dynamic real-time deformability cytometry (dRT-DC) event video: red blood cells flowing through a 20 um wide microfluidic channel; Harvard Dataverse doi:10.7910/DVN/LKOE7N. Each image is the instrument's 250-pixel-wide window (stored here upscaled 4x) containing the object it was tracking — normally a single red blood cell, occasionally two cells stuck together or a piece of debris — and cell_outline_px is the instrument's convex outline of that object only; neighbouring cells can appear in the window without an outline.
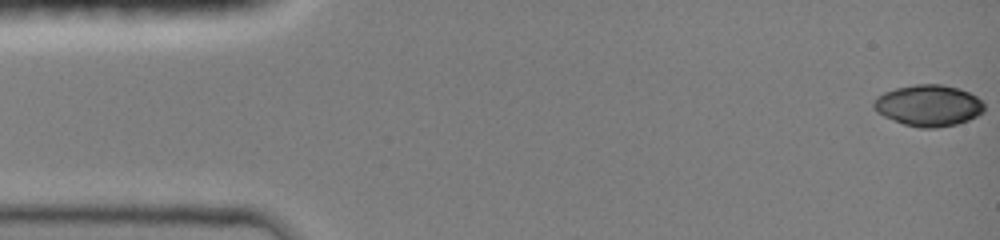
{"species": "common noctule bat (a hibernating species)", "species_latin": "Nyctalus noctula", "temperature_condition": "room temperature", "stored_images_in_passage": 17, "camera_frame_rate_fps": 3000, "um_per_image_px": 0.085, "animal": {"sex": "female", "body_mass_g": 19.0, "forearm_length_mm": 51.5}, "frame": {"image": 1, "passage_image": 1, "time_ms": 0.0, "image_size_px": [1000, 240], "cell_outline_px": [[984, 112], [968, 120], [956, 124], [936, 128], [920, 128], [904, 124], [884, 116], [876, 112], [872, 108], [872, 100], [876, 96], [884, 92], [896, 88], [916, 84], [940, 84], [960, 88], [976, 96], [984, 104]], "centroid_in_image_um": [78.89, 8.96], "position_along_channel_um": 6.1, "area_um2": 26.76}}
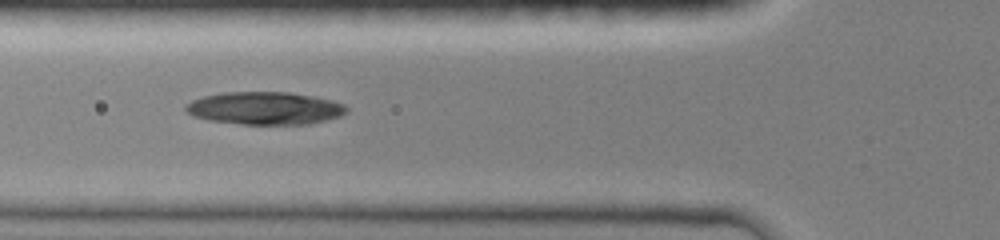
{"frame": {"image": 2, "passage_image": 10, "time_ms": 5.333, "image_size_px": [1000, 240], "cell_outline_px": [[348, 112], [340, 116], [308, 124], [244, 124], [208, 120], [192, 116], [184, 108], [192, 100], [204, 96], [224, 92], [288, 92], [312, 96], [332, 100], [344, 104], [348, 108]], "centroid_in_image_um": [22.52, 9.19], "position_along_channel_um": 103.3, "area_um2": 30.52}}
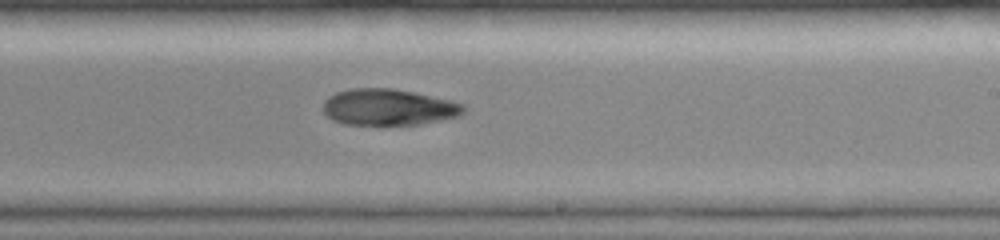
{"frame": {"image": 3, "passage_image": 17, "time_ms": 9.0, "image_size_px": [1000, 240], "cell_outline_px": [[464, 112], [460, 116], [420, 124], [344, 124], [332, 120], [324, 112], [324, 100], [328, 96], [336, 92], [352, 88], [392, 88], [452, 100], [464, 104]], "centroid_in_image_um": [33.02, 9.1], "position_along_channel_um": 256.0, "area_um2": 29.65}}